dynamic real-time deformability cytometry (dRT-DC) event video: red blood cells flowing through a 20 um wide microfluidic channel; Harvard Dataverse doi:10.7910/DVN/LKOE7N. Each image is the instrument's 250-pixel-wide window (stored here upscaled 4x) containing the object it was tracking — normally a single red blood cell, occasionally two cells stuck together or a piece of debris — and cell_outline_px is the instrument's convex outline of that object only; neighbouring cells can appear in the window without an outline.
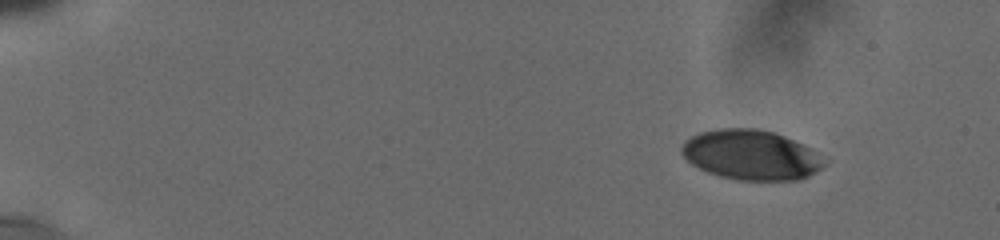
{"species": "human", "species_latin": "Homo sapiens", "temperature_condition": "cold", "stored_images_in_passage": 17, "camera_frame_rate_fps": 3000, "um_per_image_px": 0.085, "donor": {"sex": "male"}, "frame": {"image": 1, "passage_image": 1, "time_ms": 0.0, "image_size_px": [1000, 240], "cell_outline_px": [[824, 164], [820, 168], [808, 176], [800, 180], [736, 180], [720, 176], [708, 172], [692, 164], [680, 152], [680, 148], [692, 136], [700, 132], [720, 128], [756, 128], [776, 132], [808, 148]], "centroid_in_image_um": [63.77, 13.17], "position_along_channel_um": 21.2, "area_um2": 40.69}}
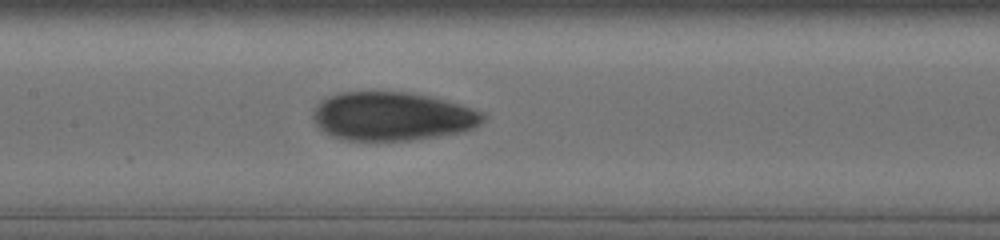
{"frame": {"image": 2, "passage_image": 12, "time_ms": 7.667, "image_size_px": [1000, 240], "cell_outline_px": [[484, 120], [476, 128], [464, 132], [440, 136], [412, 140], [340, 140], [324, 132], [316, 124], [312, 116], [312, 112], [316, 104], [332, 96], [344, 92], [400, 92], [428, 96], [484, 112]], "centroid_in_image_um": [33.34, 9.91], "position_along_channel_um": 174.1, "area_um2": 47.86}}
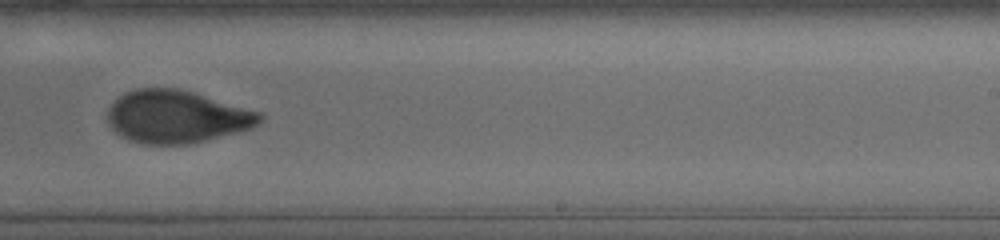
{"frame": {"image": 3, "passage_image": 16, "time_ms": 10.333, "image_size_px": [1000, 240], "cell_outline_px": [[264, 116], [252, 128], [240, 132], [188, 144], [144, 144], [128, 140], [120, 136], [112, 128], [108, 120], [108, 112], [112, 104], [120, 96], [136, 88], [176, 88], [192, 92], [260, 112]], "centroid_in_image_um": [15.01, 9.93], "position_along_channel_um": 274.0, "area_um2": 46.3}}